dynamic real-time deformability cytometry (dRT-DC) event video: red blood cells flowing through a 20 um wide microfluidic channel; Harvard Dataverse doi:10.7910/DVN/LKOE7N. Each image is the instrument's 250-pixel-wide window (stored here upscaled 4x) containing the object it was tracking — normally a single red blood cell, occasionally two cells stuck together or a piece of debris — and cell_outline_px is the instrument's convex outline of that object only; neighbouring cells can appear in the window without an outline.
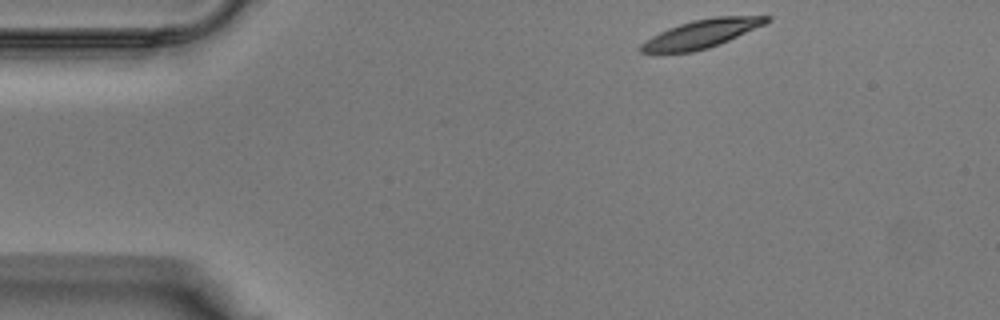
{"species": "Egyptian fruit bat (a non-hibernating species)", "species_latin": "Rousettus aegyptiacus", "temperature_condition": "warm", "stored_images_in_passage": 7, "camera_frame_rate_fps": 3000, "um_per_image_px": 0.085, "animal": {"sex": "male"}, "frame": {"image": 1, "passage_image": 1, "time_ms": 0.0, "image_size_px": [1000, 320], "cell_outline_px": [[772, 20], [764, 24], [720, 44], [708, 48], [692, 52], [640, 52], [640, 44], [652, 36], [668, 28], [692, 20], [712, 16], [772, 16]], "centroid_in_image_um": [59.65, 2.85], "position_along_channel_um": 25.4, "area_um2": 20.52}}